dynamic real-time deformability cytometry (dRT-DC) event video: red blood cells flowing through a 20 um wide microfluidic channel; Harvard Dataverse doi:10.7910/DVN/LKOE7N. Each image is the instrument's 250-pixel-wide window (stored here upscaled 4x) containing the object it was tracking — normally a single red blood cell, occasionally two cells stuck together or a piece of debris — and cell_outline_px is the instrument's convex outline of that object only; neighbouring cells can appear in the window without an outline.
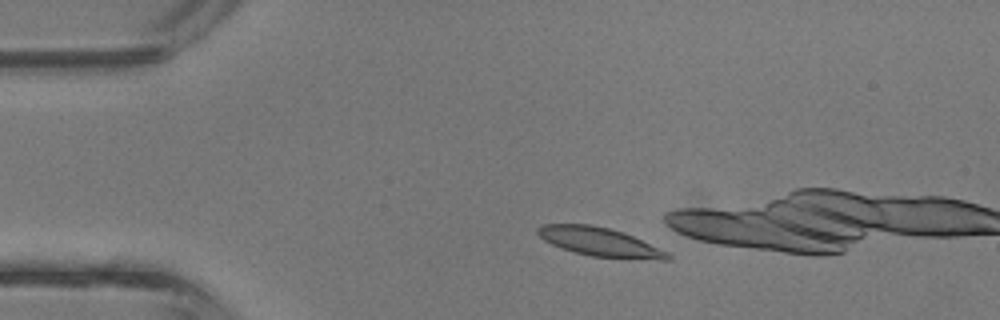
{"species": "common noctule bat (a hibernating species)", "species_latin": "Nyctalus noctula", "temperature_condition": "room temperature", "stored_images_in_passage": 1, "camera_frame_rate_fps": 3000, "um_per_image_px": 0.085, "animal": {"sex": "male", "body_mass_g": 13.3}, "frame": {"image": 1, "passage_image": 1, "time_ms": 0.0, "image_size_px": [1000, 320], "cell_outline_px": [[672, 260], [660, 260], [592, 256], [576, 252], [552, 244], [544, 240], [536, 232], [536, 228], [544, 224], [592, 224], [624, 232], [668, 252], [672, 256]], "centroid_in_image_um": [51.01, 20.55], "position_along_channel_um": 34.0, "area_um2": 21.56}}